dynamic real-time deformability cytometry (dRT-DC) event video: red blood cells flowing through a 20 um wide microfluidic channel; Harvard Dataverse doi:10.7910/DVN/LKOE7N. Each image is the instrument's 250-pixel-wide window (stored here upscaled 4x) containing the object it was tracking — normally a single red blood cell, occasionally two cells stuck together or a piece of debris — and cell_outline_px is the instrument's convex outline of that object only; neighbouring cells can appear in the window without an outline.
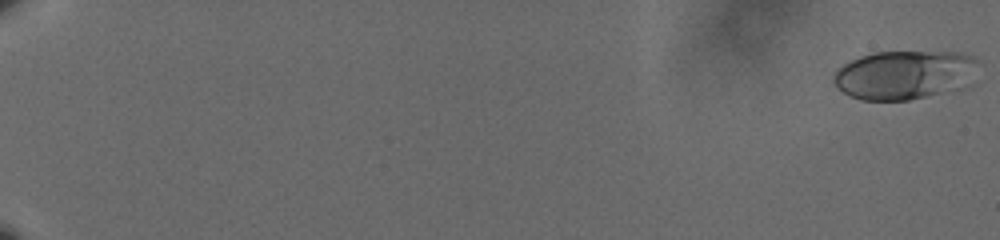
{"species": "human", "species_latin": "Homo sapiens", "temperature_condition": "cold", "stored_images_in_passage": 61, "camera_frame_rate_fps": 3000, "um_per_image_px": 0.085, "donor": {"sex": "male"}, "frame": {"image": 1, "passage_image": 1, "time_ms": 0.0, "image_size_px": [1000, 240], "cell_outline_px": [[980, 60], [940, 92], [908, 100], [860, 100], [848, 96], [836, 88], [832, 80], [832, 76], [836, 68], [860, 56], [872, 52], [960, 52], [972, 56]], "centroid_in_image_um": [76.53, 6.33], "position_along_channel_um": 8.5, "area_um2": 39.13}}
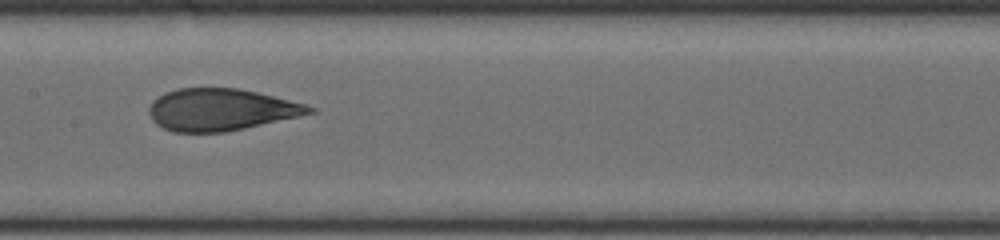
{"frame": {"image": 2, "passage_image": 35, "time_ms": 11.333, "image_size_px": [1000, 240], "cell_outline_px": [[316, 112], [244, 128], [224, 132], [172, 132], [156, 124], [152, 120], [148, 112], [148, 108], [152, 100], [164, 92], [176, 88], [236, 88], [256, 92], [304, 104], [316, 108]], "centroid_in_image_um": [18.7, 9.32], "position_along_channel_um": 188.7, "area_um2": 39.02}}
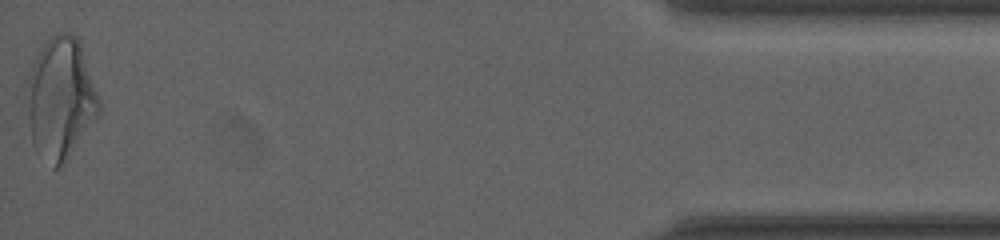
{"frame": {"image": 3, "passage_image": 61, "time_ms": 20.0, "image_size_px": [1000, 240], "cell_outline_px": [[100, 112], [60, 164], [56, 168], [52, 168], [36, 152], [32, 144], [28, 116], [28, 104], [32, 64], [40, 48], [48, 36], [56, 32], [68, 32], [76, 36], [80, 44], [100, 100]], "centroid_in_image_um": [5.14, 8.31], "position_along_channel_um": 430.1, "area_um2": 49.71}, "authors_computed_cell_mechanics": {"area_um2": 40.4022, "velocity_mm_per_s": 3.6083, "shape_relaxation_time_tau1_ms": 5.9358, "shape_relaxation_time_tau2_ms": 1.0875, "deformation_change_tau1": 0.1731, "deformation_change_tau2": 0.0815}}